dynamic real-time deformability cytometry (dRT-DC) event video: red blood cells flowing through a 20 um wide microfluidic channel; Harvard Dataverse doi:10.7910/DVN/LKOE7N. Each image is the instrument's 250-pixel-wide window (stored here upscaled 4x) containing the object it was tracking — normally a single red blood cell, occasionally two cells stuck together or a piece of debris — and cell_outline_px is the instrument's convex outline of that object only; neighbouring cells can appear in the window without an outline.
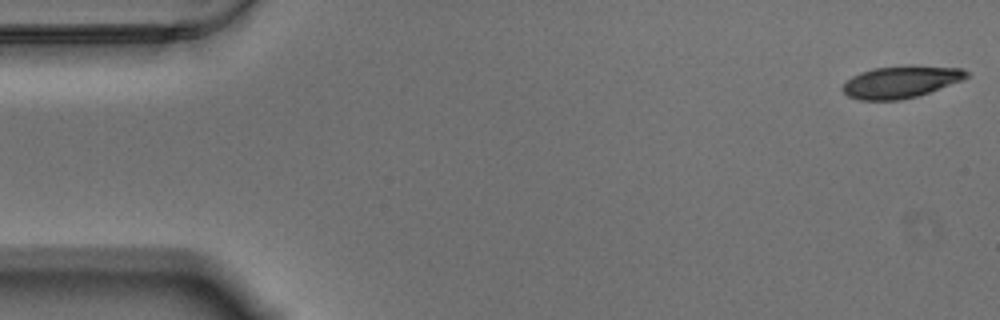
{"species": "Egyptian fruit bat (a non-hibernating species)", "species_latin": "Rousettus aegyptiacus", "temperature_condition": "warm", "stored_images_in_passage": 16, "camera_frame_rate_fps": 3000, "um_per_image_px": 0.085, "animal": {"sex": "male"}, "frame": {"image": 1, "passage_image": 1, "time_ms": 0.0, "image_size_px": [1000, 320], "cell_outline_px": [[968, 76], [960, 80], [928, 92], [916, 96], [900, 100], [860, 100], [848, 96], [840, 88], [852, 76], [860, 72], [872, 68], [912, 64], [964, 68], [968, 72]], "centroid_in_image_um": [76.55, 6.93], "position_along_channel_um": 8.5, "area_um2": 23.24}}